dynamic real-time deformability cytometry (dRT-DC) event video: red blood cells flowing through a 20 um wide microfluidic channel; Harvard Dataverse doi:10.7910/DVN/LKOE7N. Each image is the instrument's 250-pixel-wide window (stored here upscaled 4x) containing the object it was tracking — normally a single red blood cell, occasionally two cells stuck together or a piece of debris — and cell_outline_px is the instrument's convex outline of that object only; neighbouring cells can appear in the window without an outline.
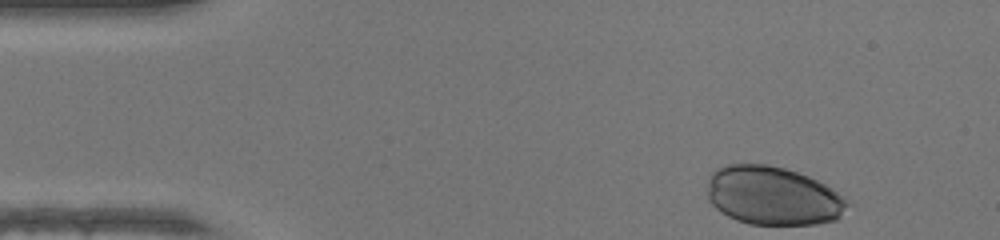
{"species": "human", "species_latin": "Homo sapiens", "temperature_condition": "warm", "stored_images_in_passage": 35, "camera_frame_rate_fps": 3000, "um_per_image_px": 0.085, "donor": {"sex": "female"}, "frame": {"image": 1, "passage_image": 1, "time_ms": 0.0, "image_size_px": [1000, 240], "cell_outline_px": [[848, 204], [836, 220], [816, 224], [748, 224], [736, 220], [720, 212], [708, 200], [708, 176], [716, 168], [728, 164], [768, 164], [784, 168], [808, 176], [832, 188]], "centroid_in_image_um": [65.63, 16.63], "position_along_channel_um": 19.4, "area_um2": 47.63}}
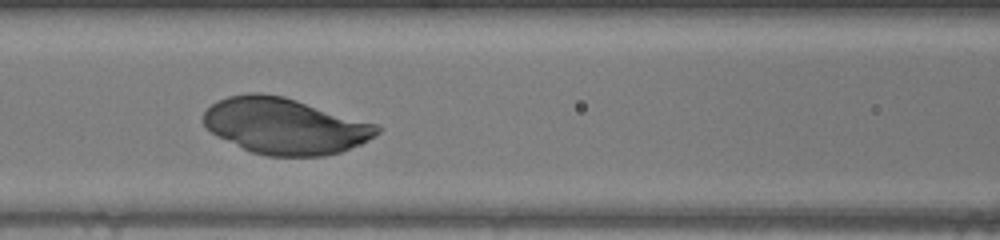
{"frame": {"image": 2, "passage_image": 16, "time_ms": 5.0, "image_size_px": [1000, 240], "cell_outline_px": [[380, 132], [376, 136], [360, 144], [340, 152], [324, 156], [264, 156], [252, 152], [216, 136], [204, 124], [204, 112], [216, 100], [228, 96], [248, 92], [260, 92], [284, 96], [376, 124], [380, 128]], "centroid_in_image_um": [24.2, 10.71], "position_along_channel_um": 142.4, "area_um2": 56.64}}
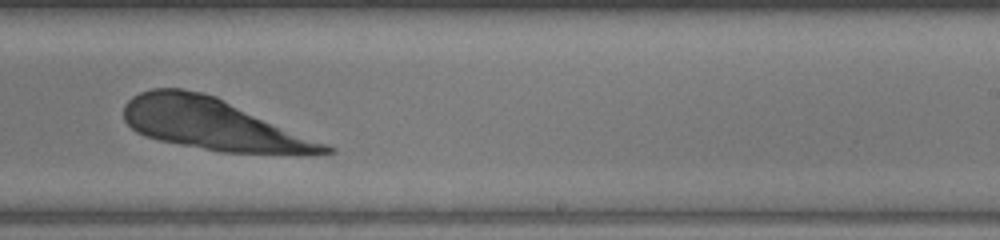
{"frame": {"image": 3, "passage_image": 25, "time_ms": 8.0, "image_size_px": [1000, 240], "cell_outline_px": [[336, 152], [304, 156], [300, 156], [220, 152], [160, 140], [144, 136], [136, 132], [124, 120], [124, 104], [132, 96], [140, 92], [152, 88], [184, 88], [204, 92], [216, 96], [328, 144], [336, 148]], "centroid_in_image_um": [18.19, 10.59], "position_along_channel_um": 270.8, "area_um2": 60.98}}